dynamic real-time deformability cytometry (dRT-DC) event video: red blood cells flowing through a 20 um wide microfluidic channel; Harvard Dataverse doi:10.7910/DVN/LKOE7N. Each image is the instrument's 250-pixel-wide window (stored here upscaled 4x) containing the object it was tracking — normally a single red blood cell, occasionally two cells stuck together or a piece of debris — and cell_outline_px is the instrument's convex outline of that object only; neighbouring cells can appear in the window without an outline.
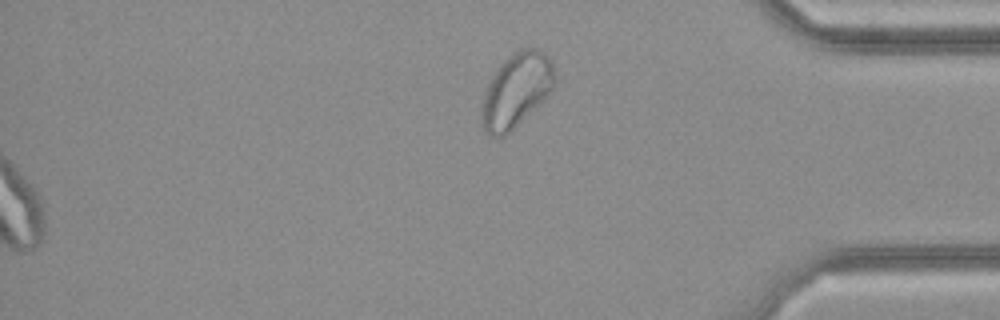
{"species": "common noctule bat (a hibernating species)", "species_latin": "Nyctalus noctula", "temperature_condition": "cold", "stored_images_in_passage": 37, "segment_of_instrument_passage": [2, 2], "camera_frame_rate_fps": 3000, "um_per_image_px": 0.085, "animal": {"sex": "female", "body_mass_g": 21.9}, "frame": {"image": 1, "passage_image": 37, "time_ms": 12.0, "image_size_px": [1000, 320], "cell_outline_px": [[556, 84], [504, 136], [488, 136], [484, 132], [480, 124], [480, 112], [484, 92], [496, 68], [516, 48], [540, 48], [552, 60], [556, 76]], "centroid_in_image_um": [43.84, 7.61], "position_along_channel_um": 391.4, "area_um2": 31.39}}